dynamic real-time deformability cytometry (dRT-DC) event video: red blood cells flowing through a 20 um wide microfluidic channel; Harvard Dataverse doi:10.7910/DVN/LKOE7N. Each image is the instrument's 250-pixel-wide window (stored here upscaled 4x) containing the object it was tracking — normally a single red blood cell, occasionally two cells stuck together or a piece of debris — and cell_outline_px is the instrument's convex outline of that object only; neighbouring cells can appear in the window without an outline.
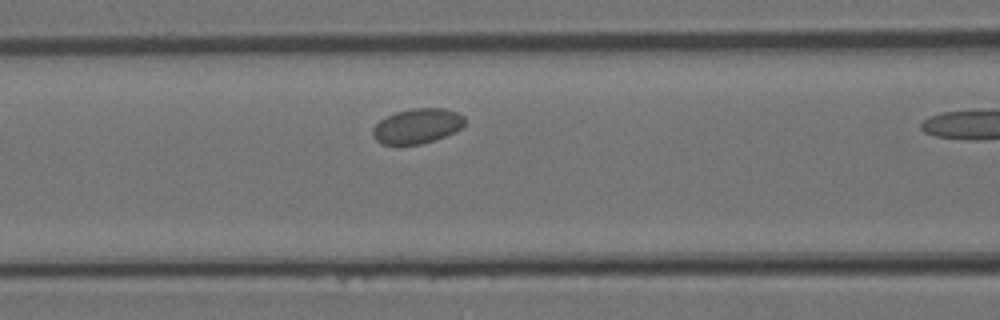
{"species": "Egyptian fruit bat (a non-hibernating species)", "species_latin": "Rousettus aegyptiacus", "temperature_condition": "room temperature", "stored_images_in_passage": 6, "camera_frame_rate_fps": 3000, "um_per_image_px": 0.085, "animal": {"sex": "female"}, "frame": {"image": 1, "passage_image": 5, "time_ms": 1.333, "image_size_px": [1000, 320], "cell_outline_px": [[464, 124], [456, 132], [436, 140], [420, 144], [380, 144], [372, 136], [372, 128], [380, 120], [396, 112], [412, 108], [444, 108], [456, 112], [464, 116]], "centroid_in_image_um": [35.46, 10.72], "position_along_channel_um": 131.1, "area_um2": 18.79}}